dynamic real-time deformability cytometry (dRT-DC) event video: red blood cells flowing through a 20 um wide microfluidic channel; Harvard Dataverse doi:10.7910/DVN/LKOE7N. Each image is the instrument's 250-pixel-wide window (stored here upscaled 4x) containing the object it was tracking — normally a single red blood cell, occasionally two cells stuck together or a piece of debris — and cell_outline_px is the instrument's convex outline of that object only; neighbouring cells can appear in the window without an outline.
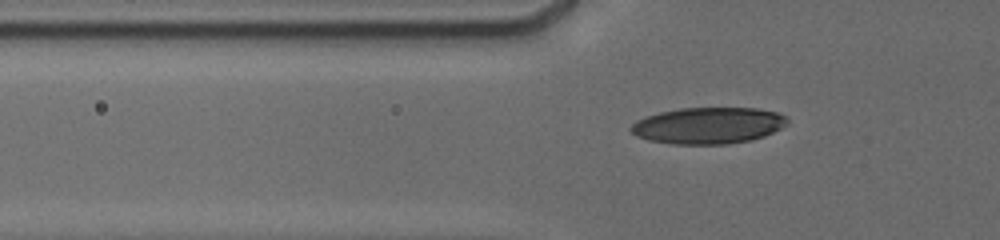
{"species": "human", "species_latin": "Homo sapiens", "temperature_condition": "cold", "stored_images_in_passage": 56, "camera_frame_rate_fps": 3000, "um_per_image_px": 0.085, "donor": {"sex": "male"}, "frame": {"image": 1, "passage_image": 2, "time_ms": 0.333, "image_size_px": [1000, 240], "cell_outline_px": [[788, 124], [764, 136], [748, 140], [724, 144], [672, 144], [648, 140], [636, 136], [628, 128], [636, 120], [644, 116], [660, 112], [680, 108], [756, 108], [776, 112], [784, 116], [788, 120]], "centroid_in_image_um": [60.15, 10.66], "position_along_channel_um": 65.7, "area_um2": 33.18}}
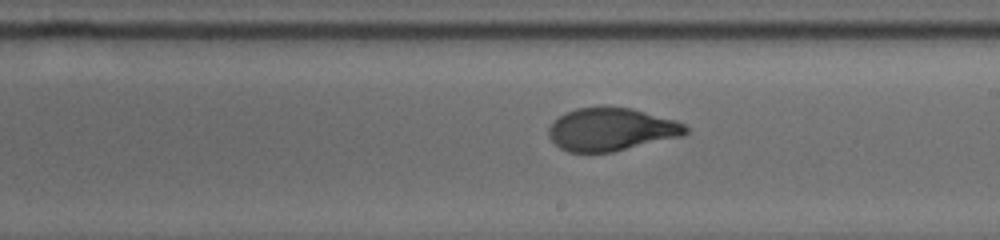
{"frame": {"image": 2, "passage_image": 32, "time_ms": 5.0, "image_size_px": [1000, 240], "cell_outline_px": [[688, 132], [684, 136], [612, 152], [568, 152], [560, 148], [548, 136], [548, 128], [564, 112], [576, 108], [604, 104], [632, 108], [676, 120], [684, 124], [688, 128]], "centroid_in_image_um": [51.97, 10.97], "position_along_channel_um": 237.0, "area_um2": 34.85}}
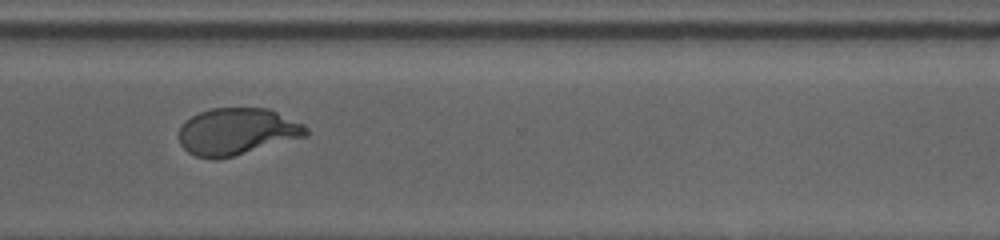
{"frame": {"image": 3, "passage_image": 55, "time_ms": 8.0, "image_size_px": [1000, 240], "cell_outline_px": [[308, 136], [232, 156], [216, 160], [212, 160], [196, 156], [188, 152], [180, 144], [180, 124], [184, 120], [200, 112], [212, 108], [268, 108], [304, 124], [308, 128]], "centroid_in_image_um": [20.14, 11.18], "position_along_channel_um": 350.5, "area_um2": 34.8}}